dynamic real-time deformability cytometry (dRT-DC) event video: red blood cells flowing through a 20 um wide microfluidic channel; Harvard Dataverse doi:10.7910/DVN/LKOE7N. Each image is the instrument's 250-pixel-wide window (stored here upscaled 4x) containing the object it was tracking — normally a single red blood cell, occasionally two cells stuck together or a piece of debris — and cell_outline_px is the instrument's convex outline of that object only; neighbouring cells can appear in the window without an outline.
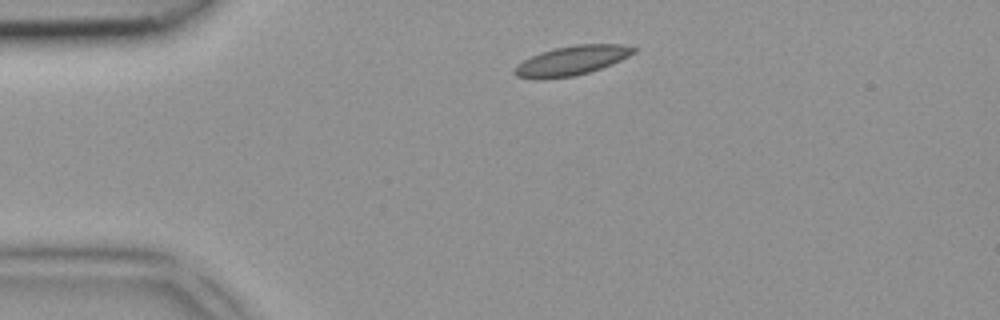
{"species": "common noctule bat (a hibernating species)", "species_latin": "Nyctalus noctula", "temperature_condition": "room temperature", "stored_images_in_passage": 3, "camera_frame_rate_fps": 3000, "um_per_image_px": 0.085, "animal": {"sex": "female", "body_mass_g": 18.4}, "frame": {"image": 1, "passage_image": 1, "time_ms": 0.0, "image_size_px": [1000, 320], "cell_outline_px": [[636, 52], [612, 64], [588, 72], [572, 76], [544, 80], [516, 76], [512, 72], [524, 60], [540, 52], [556, 48], [576, 44], [624, 44], [636, 48]], "centroid_in_image_um": [48.61, 5.15], "position_along_channel_um": 36.4, "area_um2": 20.23}}
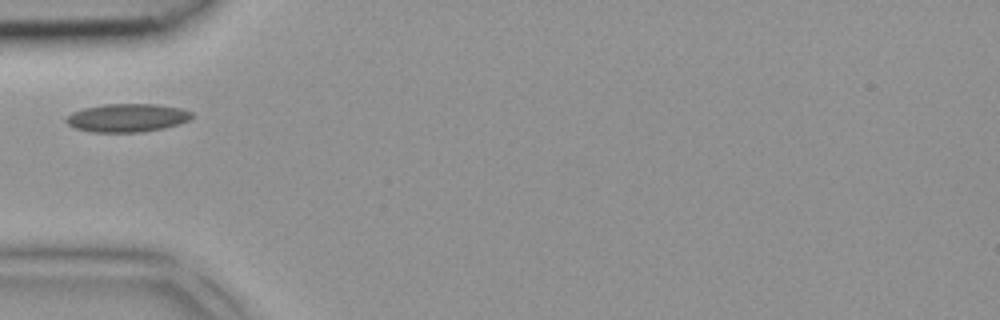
{"frame": {"image": 2, "passage_image": 2, "time_ms": 0.333, "image_size_px": [1000, 320], "cell_outline_px": [[192, 116], [188, 120], [164, 128], [140, 132], [92, 132], [76, 128], [68, 124], [64, 120], [72, 112], [84, 108], [104, 104], [156, 104], [180, 108], [192, 112]], "centroid_in_image_um": [10.79, 10.01], "position_along_channel_um": 74.2, "area_um2": 20.52}}